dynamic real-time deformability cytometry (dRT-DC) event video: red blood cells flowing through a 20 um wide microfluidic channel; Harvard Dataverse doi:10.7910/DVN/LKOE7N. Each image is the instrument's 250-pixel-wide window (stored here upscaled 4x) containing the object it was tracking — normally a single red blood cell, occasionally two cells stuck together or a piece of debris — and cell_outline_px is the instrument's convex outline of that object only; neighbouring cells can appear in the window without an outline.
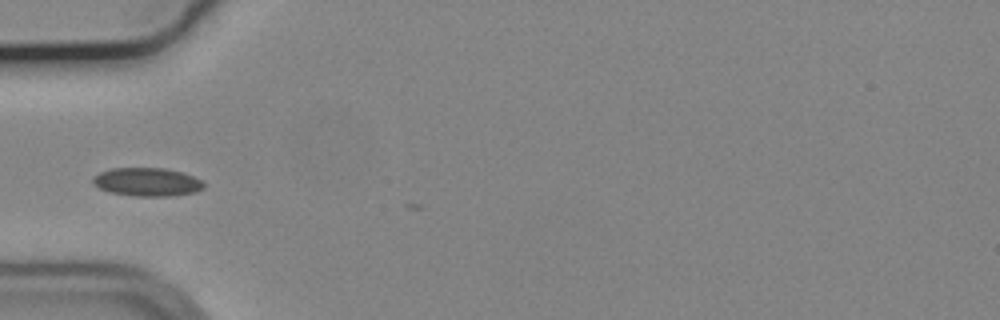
{"species": "common noctule bat (a hibernating species)", "species_latin": "Nyctalus noctula", "temperature_condition": "cold", "stored_images_in_passage": 6, "camera_frame_rate_fps": 3000, "um_per_image_px": 0.085, "animal": {"sex": "male", "body_mass_g": 19.2, "forearm_length_mm": 51.8}, "frame": {"image": 1, "passage_image": 1, "time_ms": 0.0, "image_size_px": [1000, 320], "cell_outline_px": [[204, 188], [196, 192], [168, 196], [136, 196], [112, 192], [100, 188], [92, 184], [92, 176], [100, 172], [112, 168], [164, 168], [180, 172], [204, 180]], "centroid_in_image_um": [12.51, 15.46], "position_along_channel_um": 72.5, "area_um2": 18.32}}